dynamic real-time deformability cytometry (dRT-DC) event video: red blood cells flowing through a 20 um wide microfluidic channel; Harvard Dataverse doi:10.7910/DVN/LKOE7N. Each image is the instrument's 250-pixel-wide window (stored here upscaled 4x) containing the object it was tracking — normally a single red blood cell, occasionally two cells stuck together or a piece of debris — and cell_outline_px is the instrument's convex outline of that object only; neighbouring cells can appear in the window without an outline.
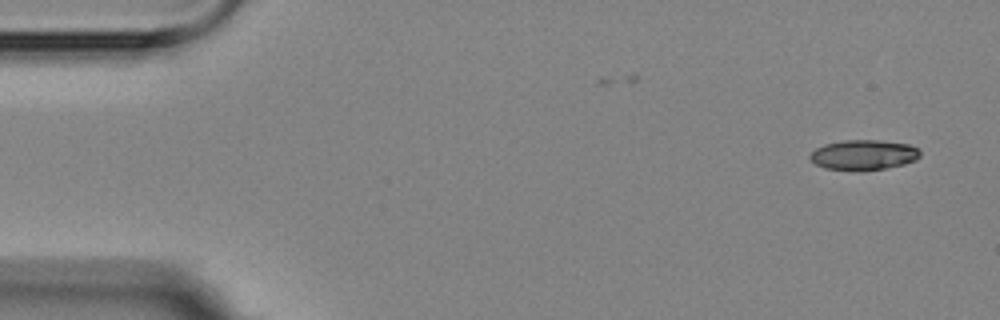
{"species": "Egyptian fruit bat (a non-hibernating species)", "species_latin": "Rousettus aegyptiacus", "temperature_condition": "room temperature", "stored_images_in_passage": 6, "camera_frame_rate_fps": 3000, "um_per_image_px": 0.085, "animal": {"sex": "female"}, "frame": {"image": 1, "passage_image": 1, "time_ms": 0.0, "image_size_px": [1000, 320], "cell_outline_px": [[920, 156], [916, 160], [904, 164], [884, 168], [860, 172], [856, 172], [824, 168], [808, 160], [808, 156], [816, 148], [824, 144], [844, 140], [880, 140], [908, 144], [920, 148]], "centroid_in_image_um": [73.38, 13.18], "position_along_channel_um": 11.6, "area_um2": 19.77}}
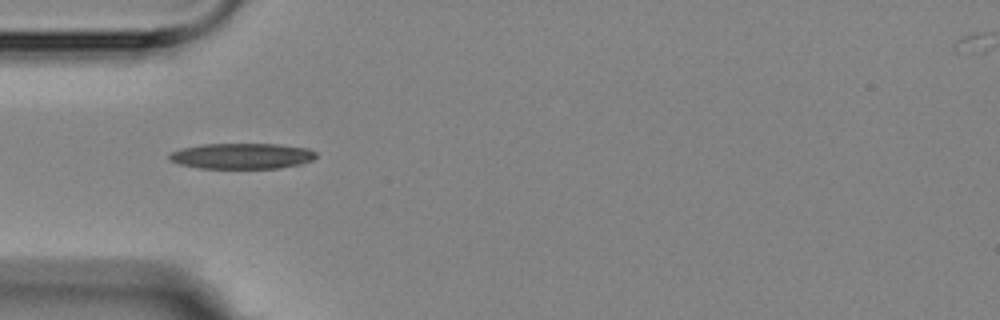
{"frame": {"image": 2, "passage_image": 5, "time_ms": 4.667, "image_size_px": [1000, 320], "cell_outline_px": [[316, 156], [312, 160], [300, 164], [280, 168], [200, 168], [180, 164], [168, 160], [168, 156], [172, 152], [180, 148], [200, 144], [276, 144], [308, 148], [316, 152]], "centroid_in_image_um": [20.54, 13.26], "position_along_channel_um": 64.5, "area_um2": 22.02}}
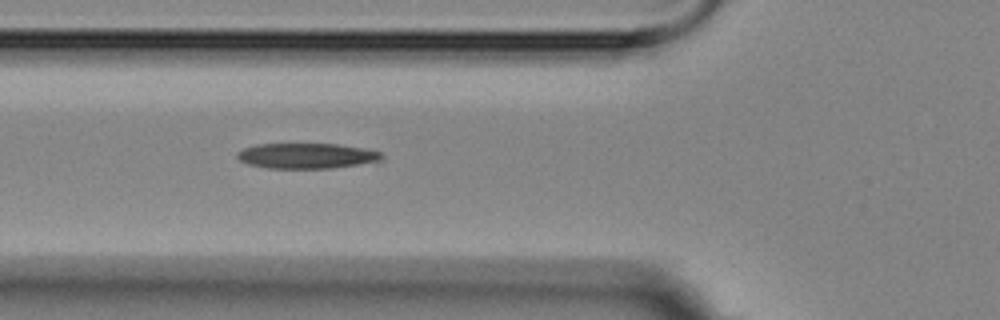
{"frame": {"image": 3, "passage_image": 6, "time_ms": 5.667, "image_size_px": [1000, 320], "cell_outline_px": [[384, 160], [332, 168], [268, 168], [248, 164], [240, 160], [236, 156], [236, 152], [244, 148], [256, 144], [336, 144], [364, 148], [380, 152], [384, 156]], "centroid_in_image_um": [26.06, 13.24], "position_along_channel_um": 99.7, "area_um2": 21.33}}